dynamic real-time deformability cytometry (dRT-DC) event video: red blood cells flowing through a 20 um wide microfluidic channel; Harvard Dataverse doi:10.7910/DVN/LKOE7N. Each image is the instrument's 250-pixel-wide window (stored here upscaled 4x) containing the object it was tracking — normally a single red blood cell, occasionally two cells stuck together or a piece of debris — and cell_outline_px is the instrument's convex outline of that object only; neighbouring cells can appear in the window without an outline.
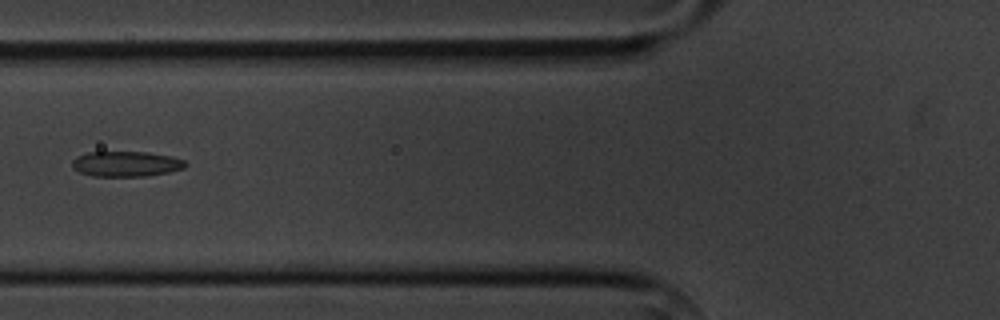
{"species": "common noctule bat (a hibernating species)", "species_latin": "Nyctalus noctula", "temperature_condition": "cold", "stored_images_in_passage": 6, "camera_frame_rate_fps": 3000, "um_per_image_px": 0.085, "animal": {"sex": "male", "body_mass_g": 20.1, "forearm_length_mm": 53.5}, "frame": {"image": 1, "passage_image": 6, "time_ms": 7.333, "image_size_px": [1000, 320], "cell_outline_px": [[188, 164], [184, 168], [168, 172], [148, 176], [92, 176], [80, 172], [72, 168], [72, 160], [76, 156], [88, 152], [148, 152], [172, 156], [184, 160]], "centroid_in_image_um": [10.72, 13.93], "position_along_channel_um": 115.1, "area_um2": 16.82}}